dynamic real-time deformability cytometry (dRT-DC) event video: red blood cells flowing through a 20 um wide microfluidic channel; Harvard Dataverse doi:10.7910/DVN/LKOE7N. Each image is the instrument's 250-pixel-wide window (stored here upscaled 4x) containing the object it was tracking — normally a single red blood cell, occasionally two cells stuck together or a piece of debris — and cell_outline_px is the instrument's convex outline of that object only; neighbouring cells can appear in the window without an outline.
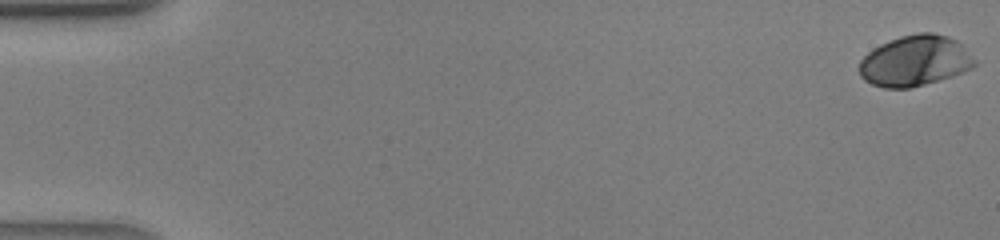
{"species": "human", "species_latin": "Homo sapiens", "temperature_condition": "warm", "stored_images_in_passage": 42, "camera_frame_rate_fps": 3000, "um_per_image_px": 0.085, "donor": {"sex": "male"}, "frame": {"image": 1, "passage_image": 1, "time_ms": 0.0, "image_size_px": [1000, 240], "cell_outline_px": [[976, 64], [972, 68], [952, 76], [912, 88], [884, 88], [872, 84], [864, 80], [860, 76], [860, 60], [872, 48], [880, 44], [900, 36], [916, 32], [932, 32], [948, 36], [956, 40], [976, 60]], "centroid_in_image_um": [77.76, 5.16], "position_along_channel_um": 7.2, "area_um2": 34.16}}
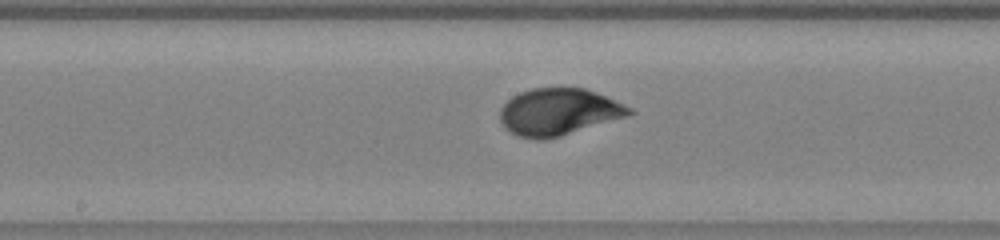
{"frame": {"image": 2, "passage_image": 23, "time_ms": 7.333, "image_size_px": [1000, 240], "cell_outline_px": [[636, 112], [628, 116], [560, 136], [544, 140], [536, 140], [520, 136], [504, 128], [500, 120], [500, 108], [512, 96], [520, 92], [532, 88], [584, 88], [596, 92], [632, 108]], "centroid_in_image_um": [47.47, 9.51], "position_along_channel_um": 200.7, "area_um2": 35.2}}
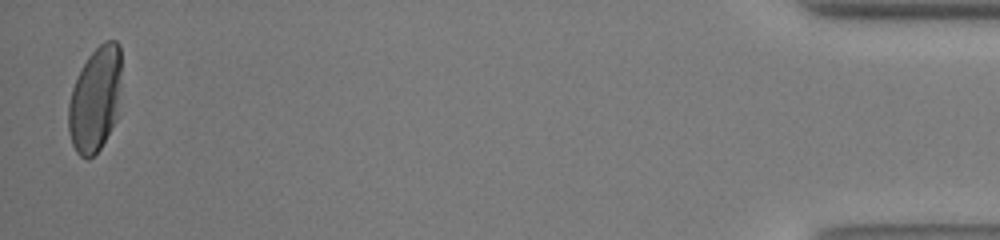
{"frame": {"image": 3, "passage_image": 42, "time_ms": 13.667, "image_size_px": [1000, 240], "cell_outline_px": [[120, 72], [116, 120], [100, 148], [88, 160], [80, 156], [76, 152], [72, 144], [68, 128], [68, 104], [72, 88], [88, 56], [104, 40], [116, 40], [120, 44]], "centroid_in_image_um": [8.07, 8.45], "position_along_channel_um": 427.1, "area_um2": 32.08}}